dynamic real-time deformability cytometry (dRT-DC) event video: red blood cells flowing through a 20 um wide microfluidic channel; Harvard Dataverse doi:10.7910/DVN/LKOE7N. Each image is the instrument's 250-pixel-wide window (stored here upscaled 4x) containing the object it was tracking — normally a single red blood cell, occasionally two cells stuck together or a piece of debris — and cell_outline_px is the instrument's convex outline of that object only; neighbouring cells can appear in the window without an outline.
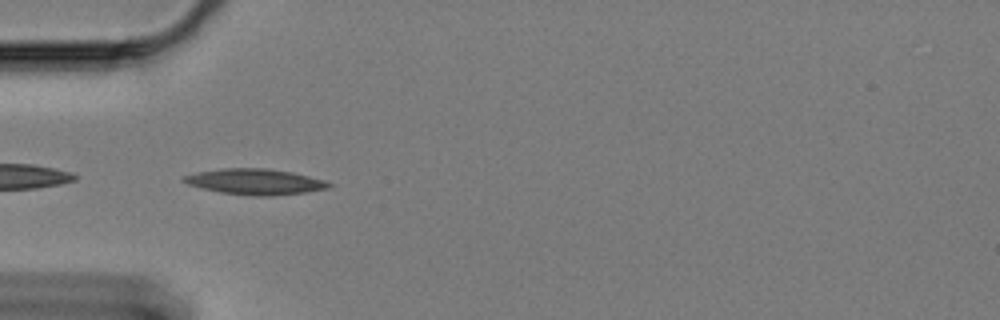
{"species": "Egyptian fruit bat (a non-hibernating species)", "species_latin": "Rousettus aegyptiacus", "temperature_condition": "cold", "stored_images_in_passage": 12, "camera_frame_rate_fps": 3000, "um_per_image_px": 0.085, "animal": {"sex": "female"}, "frame": {"image": 1, "passage_image": 1, "time_ms": 0.0, "image_size_px": [1000, 320], "cell_outline_px": [[332, 184], [328, 188], [304, 192], [272, 196], [252, 196], [220, 192], [188, 184], [180, 180], [184, 176], [196, 172], [220, 168], [268, 168], [292, 172], [324, 180]], "centroid_in_image_um": [21.66, 15.44], "position_along_channel_um": 63.3, "area_um2": 21.68}}
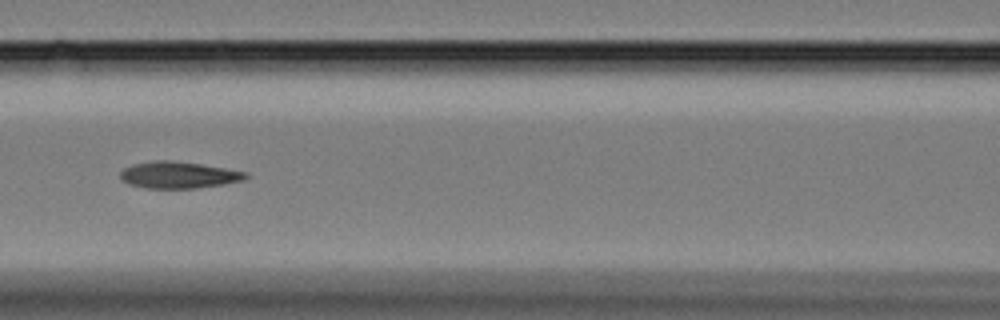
{"frame": {"image": 2, "passage_image": 9, "time_ms": 2.667, "image_size_px": [1000, 320], "cell_outline_px": [[248, 176], [244, 180], [224, 184], [196, 188], [148, 188], [128, 184], [120, 180], [120, 172], [124, 168], [132, 164], [152, 160], [172, 160], [200, 164], [248, 172]], "centroid_in_image_um": [15.15, 14.87], "position_along_channel_um": 151.5, "area_um2": 19.59}}